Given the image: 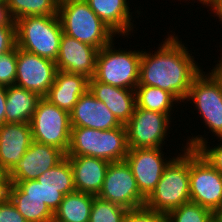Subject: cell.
Listing matches in <instances>:
<instances>
[{
  "instance_id": "31",
  "label": "cell",
  "mask_w": 222,
  "mask_h": 222,
  "mask_svg": "<svg viewBox=\"0 0 222 222\" xmlns=\"http://www.w3.org/2000/svg\"><path fill=\"white\" fill-rule=\"evenodd\" d=\"M128 209L95 196L89 222H124Z\"/></svg>"
},
{
  "instance_id": "40",
  "label": "cell",
  "mask_w": 222,
  "mask_h": 222,
  "mask_svg": "<svg viewBox=\"0 0 222 222\" xmlns=\"http://www.w3.org/2000/svg\"><path fill=\"white\" fill-rule=\"evenodd\" d=\"M0 184H9L8 172L0 165Z\"/></svg>"
},
{
  "instance_id": "3",
  "label": "cell",
  "mask_w": 222,
  "mask_h": 222,
  "mask_svg": "<svg viewBox=\"0 0 222 222\" xmlns=\"http://www.w3.org/2000/svg\"><path fill=\"white\" fill-rule=\"evenodd\" d=\"M58 16L64 34L98 50L119 38L85 0H59Z\"/></svg>"
},
{
  "instance_id": "38",
  "label": "cell",
  "mask_w": 222,
  "mask_h": 222,
  "mask_svg": "<svg viewBox=\"0 0 222 222\" xmlns=\"http://www.w3.org/2000/svg\"><path fill=\"white\" fill-rule=\"evenodd\" d=\"M220 52L221 53L219 55L221 57L218 56V60L215 62L217 64H215L214 67L212 66V69L209 68V71L214 75V77L220 82L222 86V50Z\"/></svg>"
},
{
  "instance_id": "17",
  "label": "cell",
  "mask_w": 222,
  "mask_h": 222,
  "mask_svg": "<svg viewBox=\"0 0 222 222\" xmlns=\"http://www.w3.org/2000/svg\"><path fill=\"white\" fill-rule=\"evenodd\" d=\"M30 123H4L0 126V165L9 172L32 142Z\"/></svg>"
},
{
  "instance_id": "24",
  "label": "cell",
  "mask_w": 222,
  "mask_h": 222,
  "mask_svg": "<svg viewBox=\"0 0 222 222\" xmlns=\"http://www.w3.org/2000/svg\"><path fill=\"white\" fill-rule=\"evenodd\" d=\"M7 197L27 222H53L54 213L36 197H24V192L9 183Z\"/></svg>"
},
{
  "instance_id": "32",
  "label": "cell",
  "mask_w": 222,
  "mask_h": 222,
  "mask_svg": "<svg viewBox=\"0 0 222 222\" xmlns=\"http://www.w3.org/2000/svg\"><path fill=\"white\" fill-rule=\"evenodd\" d=\"M17 73V46L0 55V85L8 87L15 84Z\"/></svg>"
},
{
  "instance_id": "26",
  "label": "cell",
  "mask_w": 222,
  "mask_h": 222,
  "mask_svg": "<svg viewBox=\"0 0 222 222\" xmlns=\"http://www.w3.org/2000/svg\"><path fill=\"white\" fill-rule=\"evenodd\" d=\"M59 0H6L12 20L27 16L58 15Z\"/></svg>"
},
{
  "instance_id": "19",
  "label": "cell",
  "mask_w": 222,
  "mask_h": 222,
  "mask_svg": "<svg viewBox=\"0 0 222 222\" xmlns=\"http://www.w3.org/2000/svg\"><path fill=\"white\" fill-rule=\"evenodd\" d=\"M95 14L109 27L116 35L124 39L132 37L136 26L133 22V11L130 12L129 0H85ZM135 20V21H134ZM133 21V22H131ZM130 34V35H129ZM130 36V37H129Z\"/></svg>"
},
{
  "instance_id": "30",
  "label": "cell",
  "mask_w": 222,
  "mask_h": 222,
  "mask_svg": "<svg viewBox=\"0 0 222 222\" xmlns=\"http://www.w3.org/2000/svg\"><path fill=\"white\" fill-rule=\"evenodd\" d=\"M167 222H213V212L189 201L166 214Z\"/></svg>"
},
{
  "instance_id": "25",
  "label": "cell",
  "mask_w": 222,
  "mask_h": 222,
  "mask_svg": "<svg viewBox=\"0 0 222 222\" xmlns=\"http://www.w3.org/2000/svg\"><path fill=\"white\" fill-rule=\"evenodd\" d=\"M135 92L137 107L145 110L171 116L175 111V107L181 104L171 93L158 87L137 86Z\"/></svg>"
},
{
  "instance_id": "43",
  "label": "cell",
  "mask_w": 222,
  "mask_h": 222,
  "mask_svg": "<svg viewBox=\"0 0 222 222\" xmlns=\"http://www.w3.org/2000/svg\"><path fill=\"white\" fill-rule=\"evenodd\" d=\"M178 1V0H177ZM180 2L182 1V0H179ZM185 2H187L188 0H184ZM192 1H195V0H192ZM200 2V4H202V8H204L205 7V5H206V7L208 8L209 7V0H197V2Z\"/></svg>"
},
{
  "instance_id": "16",
  "label": "cell",
  "mask_w": 222,
  "mask_h": 222,
  "mask_svg": "<svg viewBox=\"0 0 222 222\" xmlns=\"http://www.w3.org/2000/svg\"><path fill=\"white\" fill-rule=\"evenodd\" d=\"M70 123L71 127H86L103 131L123 125L89 89L79 97L70 112Z\"/></svg>"
},
{
  "instance_id": "4",
  "label": "cell",
  "mask_w": 222,
  "mask_h": 222,
  "mask_svg": "<svg viewBox=\"0 0 222 222\" xmlns=\"http://www.w3.org/2000/svg\"><path fill=\"white\" fill-rule=\"evenodd\" d=\"M128 150L124 124L104 131L71 127L70 145L66 156H92L111 163L124 161Z\"/></svg>"
},
{
  "instance_id": "22",
  "label": "cell",
  "mask_w": 222,
  "mask_h": 222,
  "mask_svg": "<svg viewBox=\"0 0 222 222\" xmlns=\"http://www.w3.org/2000/svg\"><path fill=\"white\" fill-rule=\"evenodd\" d=\"M37 93L17 85L6 87V123H30L41 99Z\"/></svg>"
},
{
  "instance_id": "27",
  "label": "cell",
  "mask_w": 222,
  "mask_h": 222,
  "mask_svg": "<svg viewBox=\"0 0 222 222\" xmlns=\"http://www.w3.org/2000/svg\"><path fill=\"white\" fill-rule=\"evenodd\" d=\"M44 187L58 188L64 195L76 191L70 161L65 157L36 179Z\"/></svg>"
},
{
  "instance_id": "20",
  "label": "cell",
  "mask_w": 222,
  "mask_h": 222,
  "mask_svg": "<svg viewBox=\"0 0 222 222\" xmlns=\"http://www.w3.org/2000/svg\"><path fill=\"white\" fill-rule=\"evenodd\" d=\"M89 90L122 124L130 120L137 106L135 90L104 84L94 78L89 79Z\"/></svg>"
},
{
  "instance_id": "35",
  "label": "cell",
  "mask_w": 222,
  "mask_h": 222,
  "mask_svg": "<svg viewBox=\"0 0 222 222\" xmlns=\"http://www.w3.org/2000/svg\"><path fill=\"white\" fill-rule=\"evenodd\" d=\"M0 222H27L14 204L6 197L0 203Z\"/></svg>"
},
{
  "instance_id": "6",
  "label": "cell",
  "mask_w": 222,
  "mask_h": 222,
  "mask_svg": "<svg viewBox=\"0 0 222 222\" xmlns=\"http://www.w3.org/2000/svg\"><path fill=\"white\" fill-rule=\"evenodd\" d=\"M114 42L98 50L93 78L104 84L136 90L142 49L120 47L117 50Z\"/></svg>"
},
{
  "instance_id": "13",
  "label": "cell",
  "mask_w": 222,
  "mask_h": 222,
  "mask_svg": "<svg viewBox=\"0 0 222 222\" xmlns=\"http://www.w3.org/2000/svg\"><path fill=\"white\" fill-rule=\"evenodd\" d=\"M56 63L17 47V73L15 85L45 97L53 85Z\"/></svg>"
},
{
  "instance_id": "42",
  "label": "cell",
  "mask_w": 222,
  "mask_h": 222,
  "mask_svg": "<svg viewBox=\"0 0 222 222\" xmlns=\"http://www.w3.org/2000/svg\"><path fill=\"white\" fill-rule=\"evenodd\" d=\"M9 184H0V203L7 197Z\"/></svg>"
},
{
  "instance_id": "7",
  "label": "cell",
  "mask_w": 222,
  "mask_h": 222,
  "mask_svg": "<svg viewBox=\"0 0 222 222\" xmlns=\"http://www.w3.org/2000/svg\"><path fill=\"white\" fill-rule=\"evenodd\" d=\"M209 72V73H208ZM201 71L193 80L184 101L192 104L202 118V124L216 139H222V86L210 71Z\"/></svg>"
},
{
  "instance_id": "1",
  "label": "cell",
  "mask_w": 222,
  "mask_h": 222,
  "mask_svg": "<svg viewBox=\"0 0 222 222\" xmlns=\"http://www.w3.org/2000/svg\"><path fill=\"white\" fill-rule=\"evenodd\" d=\"M173 33L166 35L154 53L142 50L137 86L158 87L184 103L194 78L204 69L195 61L193 52L182 38L179 40Z\"/></svg>"
},
{
  "instance_id": "34",
  "label": "cell",
  "mask_w": 222,
  "mask_h": 222,
  "mask_svg": "<svg viewBox=\"0 0 222 222\" xmlns=\"http://www.w3.org/2000/svg\"><path fill=\"white\" fill-rule=\"evenodd\" d=\"M16 46V25L0 27V55L12 50Z\"/></svg>"
},
{
  "instance_id": "45",
  "label": "cell",
  "mask_w": 222,
  "mask_h": 222,
  "mask_svg": "<svg viewBox=\"0 0 222 222\" xmlns=\"http://www.w3.org/2000/svg\"><path fill=\"white\" fill-rule=\"evenodd\" d=\"M0 3H6V0H0Z\"/></svg>"
},
{
  "instance_id": "44",
  "label": "cell",
  "mask_w": 222,
  "mask_h": 222,
  "mask_svg": "<svg viewBox=\"0 0 222 222\" xmlns=\"http://www.w3.org/2000/svg\"><path fill=\"white\" fill-rule=\"evenodd\" d=\"M215 0H209V6L214 2Z\"/></svg>"
},
{
  "instance_id": "14",
  "label": "cell",
  "mask_w": 222,
  "mask_h": 222,
  "mask_svg": "<svg viewBox=\"0 0 222 222\" xmlns=\"http://www.w3.org/2000/svg\"><path fill=\"white\" fill-rule=\"evenodd\" d=\"M65 157L57 147L32 141L22 159L8 172L9 182L36 180Z\"/></svg>"
},
{
  "instance_id": "12",
  "label": "cell",
  "mask_w": 222,
  "mask_h": 222,
  "mask_svg": "<svg viewBox=\"0 0 222 222\" xmlns=\"http://www.w3.org/2000/svg\"><path fill=\"white\" fill-rule=\"evenodd\" d=\"M163 150V148H133L128 150L125 157V161L135 177L140 194L145 199L155 190L165 167L175 157H166Z\"/></svg>"
},
{
  "instance_id": "36",
  "label": "cell",
  "mask_w": 222,
  "mask_h": 222,
  "mask_svg": "<svg viewBox=\"0 0 222 222\" xmlns=\"http://www.w3.org/2000/svg\"><path fill=\"white\" fill-rule=\"evenodd\" d=\"M5 25H16L9 15L6 3H0V27Z\"/></svg>"
},
{
  "instance_id": "10",
  "label": "cell",
  "mask_w": 222,
  "mask_h": 222,
  "mask_svg": "<svg viewBox=\"0 0 222 222\" xmlns=\"http://www.w3.org/2000/svg\"><path fill=\"white\" fill-rule=\"evenodd\" d=\"M190 200L212 212L222 205V173L190 149Z\"/></svg>"
},
{
  "instance_id": "18",
  "label": "cell",
  "mask_w": 222,
  "mask_h": 222,
  "mask_svg": "<svg viewBox=\"0 0 222 222\" xmlns=\"http://www.w3.org/2000/svg\"><path fill=\"white\" fill-rule=\"evenodd\" d=\"M73 171L76 191L97 196L110 162L92 156H66Z\"/></svg>"
},
{
  "instance_id": "28",
  "label": "cell",
  "mask_w": 222,
  "mask_h": 222,
  "mask_svg": "<svg viewBox=\"0 0 222 222\" xmlns=\"http://www.w3.org/2000/svg\"><path fill=\"white\" fill-rule=\"evenodd\" d=\"M9 183L16 184L24 192V197H36L42 200L53 213L65 196L58 191V188L44 187L36 180Z\"/></svg>"
},
{
  "instance_id": "33",
  "label": "cell",
  "mask_w": 222,
  "mask_h": 222,
  "mask_svg": "<svg viewBox=\"0 0 222 222\" xmlns=\"http://www.w3.org/2000/svg\"><path fill=\"white\" fill-rule=\"evenodd\" d=\"M124 222H167L166 214L141 207L128 210Z\"/></svg>"
},
{
  "instance_id": "29",
  "label": "cell",
  "mask_w": 222,
  "mask_h": 222,
  "mask_svg": "<svg viewBox=\"0 0 222 222\" xmlns=\"http://www.w3.org/2000/svg\"><path fill=\"white\" fill-rule=\"evenodd\" d=\"M205 134L206 131L203 136L199 134L193 136V133H191L192 137L190 135L186 138L185 148L196 150L215 169L222 173V139H218V146H214L213 143L211 144V142H208L209 138L206 137ZM208 143L211 144L212 147Z\"/></svg>"
},
{
  "instance_id": "23",
  "label": "cell",
  "mask_w": 222,
  "mask_h": 222,
  "mask_svg": "<svg viewBox=\"0 0 222 222\" xmlns=\"http://www.w3.org/2000/svg\"><path fill=\"white\" fill-rule=\"evenodd\" d=\"M94 198L79 191L66 194L54 212L53 222H89Z\"/></svg>"
},
{
  "instance_id": "11",
  "label": "cell",
  "mask_w": 222,
  "mask_h": 222,
  "mask_svg": "<svg viewBox=\"0 0 222 222\" xmlns=\"http://www.w3.org/2000/svg\"><path fill=\"white\" fill-rule=\"evenodd\" d=\"M97 196L128 210L144 207L146 201L125 160L109 164L102 189Z\"/></svg>"
},
{
  "instance_id": "41",
  "label": "cell",
  "mask_w": 222,
  "mask_h": 222,
  "mask_svg": "<svg viewBox=\"0 0 222 222\" xmlns=\"http://www.w3.org/2000/svg\"><path fill=\"white\" fill-rule=\"evenodd\" d=\"M213 222H222V205L213 211Z\"/></svg>"
},
{
  "instance_id": "21",
  "label": "cell",
  "mask_w": 222,
  "mask_h": 222,
  "mask_svg": "<svg viewBox=\"0 0 222 222\" xmlns=\"http://www.w3.org/2000/svg\"><path fill=\"white\" fill-rule=\"evenodd\" d=\"M88 89L89 79L87 77L57 70L54 83L44 98L70 113L79 97Z\"/></svg>"
},
{
  "instance_id": "15",
  "label": "cell",
  "mask_w": 222,
  "mask_h": 222,
  "mask_svg": "<svg viewBox=\"0 0 222 222\" xmlns=\"http://www.w3.org/2000/svg\"><path fill=\"white\" fill-rule=\"evenodd\" d=\"M98 49L62 34L58 57L55 61L57 70L93 78L95 74Z\"/></svg>"
},
{
  "instance_id": "5",
  "label": "cell",
  "mask_w": 222,
  "mask_h": 222,
  "mask_svg": "<svg viewBox=\"0 0 222 222\" xmlns=\"http://www.w3.org/2000/svg\"><path fill=\"white\" fill-rule=\"evenodd\" d=\"M15 23L18 48L56 61L63 34L58 15L27 16Z\"/></svg>"
},
{
  "instance_id": "8",
  "label": "cell",
  "mask_w": 222,
  "mask_h": 222,
  "mask_svg": "<svg viewBox=\"0 0 222 222\" xmlns=\"http://www.w3.org/2000/svg\"><path fill=\"white\" fill-rule=\"evenodd\" d=\"M32 140L59 148L65 154L70 145V113L44 97L38 101L30 121Z\"/></svg>"
},
{
  "instance_id": "9",
  "label": "cell",
  "mask_w": 222,
  "mask_h": 222,
  "mask_svg": "<svg viewBox=\"0 0 222 222\" xmlns=\"http://www.w3.org/2000/svg\"><path fill=\"white\" fill-rule=\"evenodd\" d=\"M172 120L175 117L169 114L136 106L130 120L125 124L128 148H163L167 144L165 140L170 137L168 134L171 133Z\"/></svg>"
},
{
  "instance_id": "39",
  "label": "cell",
  "mask_w": 222,
  "mask_h": 222,
  "mask_svg": "<svg viewBox=\"0 0 222 222\" xmlns=\"http://www.w3.org/2000/svg\"><path fill=\"white\" fill-rule=\"evenodd\" d=\"M208 9L213 13L214 15H212L211 17H214V19H216L215 17L217 16V19H219V22L222 23V0H215L209 7Z\"/></svg>"
},
{
  "instance_id": "37",
  "label": "cell",
  "mask_w": 222,
  "mask_h": 222,
  "mask_svg": "<svg viewBox=\"0 0 222 222\" xmlns=\"http://www.w3.org/2000/svg\"><path fill=\"white\" fill-rule=\"evenodd\" d=\"M6 87L0 85V126L5 123Z\"/></svg>"
},
{
  "instance_id": "2",
  "label": "cell",
  "mask_w": 222,
  "mask_h": 222,
  "mask_svg": "<svg viewBox=\"0 0 222 222\" xmlns=\"http://www.w3.org/2000/svg\"><path fill=\"white\" fill-rule=\"evenodd\" d=\"M180 151L165 167L155 190L145 201L149 210L169 213L190 200V149L182 143ZM178 153V155H177Z\"/></svg>"
}]
</instances>
